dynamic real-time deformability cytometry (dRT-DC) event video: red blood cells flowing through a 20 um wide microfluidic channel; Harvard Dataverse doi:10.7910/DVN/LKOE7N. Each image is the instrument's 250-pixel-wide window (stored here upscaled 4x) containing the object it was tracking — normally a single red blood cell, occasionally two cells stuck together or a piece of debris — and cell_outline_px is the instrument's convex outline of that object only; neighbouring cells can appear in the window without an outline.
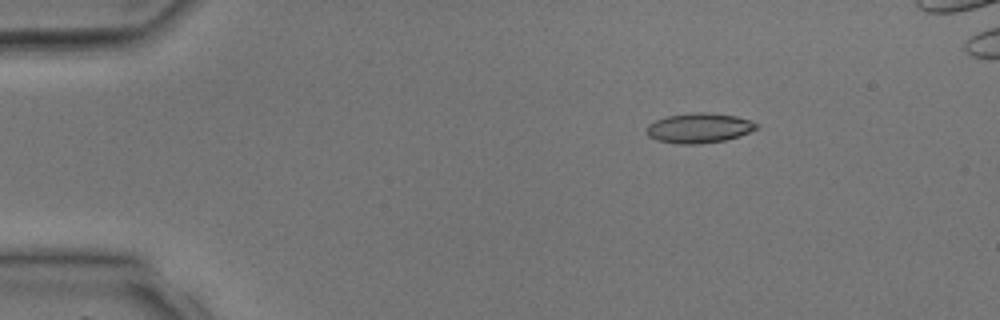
{"species": "common noctule bat (a hibernating species)", "species_latin": "Nyctalus noctula", "temperature_condition": "room temperature", "stored_images_in_passage": 4, "camera_frame_rate_fps": 3000, "um_per_image_px": 0.085, "animal": {"sex": "male", "body_mass_g": 17.9, "forearm_length_mm": 54.2}, "frame": {"image": 1, "passage_image": 2, "time_ms": 2.0, "image_size_px": [1000, 320], "cell_outline_px": [[760, 128], [724, 140], [700, 144], [680, 144], [656, 140], [648, 136], [648, 124], [656, 120], [668, 116], [692, 112], [704, 112], [736, 116], [752, 120], [760, 124]], "centroid_in_image_um": [59.45, 10.87], "position_along_channel_um": 25.5, "area_um2": 19.07}}